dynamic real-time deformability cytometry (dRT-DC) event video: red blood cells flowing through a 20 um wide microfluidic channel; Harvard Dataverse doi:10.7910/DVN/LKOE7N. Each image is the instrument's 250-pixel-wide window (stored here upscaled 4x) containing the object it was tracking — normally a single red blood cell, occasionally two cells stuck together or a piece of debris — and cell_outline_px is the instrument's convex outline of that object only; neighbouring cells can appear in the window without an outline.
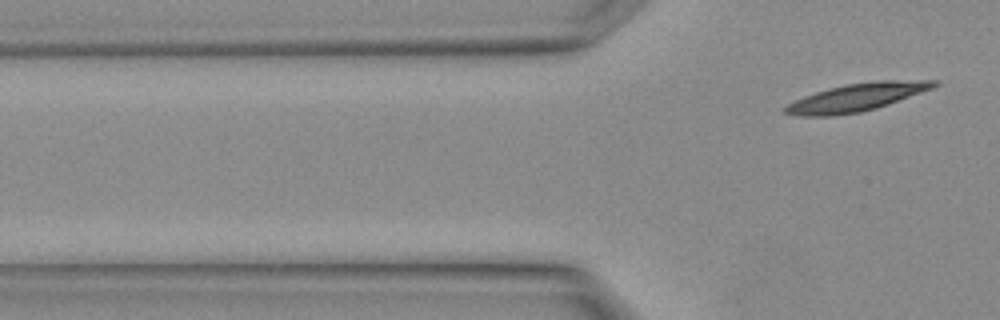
{"species": "Egyptian fruit bat (a non-hibernating species)", "species_latin": "Rousettus aegyptiacus", "temperature_condition": "warm", "stored_images_in_passage": 3, "camera_frame_rate_fps": 3000, "um_per_image_px": 0.085, "animal": {"sex": "female"}, "frame": {"image": 1, "passage_image": 3, "time_ms": 0.667, "image_size_px": [1000, 320], "cell_outline_px": [[940, 84], [932, 88], [888, 104], [876, 108], [860, 112], [832, 116], [800, 116], [780, 112], [780, 108], [804, 96], [816, 92], [844, 84], [876, 80], [936, 80]], "centroid_in_image_um": [72.77, 8.27], "position_along_channel_um": 53.0, "area_um2": 24.1}}